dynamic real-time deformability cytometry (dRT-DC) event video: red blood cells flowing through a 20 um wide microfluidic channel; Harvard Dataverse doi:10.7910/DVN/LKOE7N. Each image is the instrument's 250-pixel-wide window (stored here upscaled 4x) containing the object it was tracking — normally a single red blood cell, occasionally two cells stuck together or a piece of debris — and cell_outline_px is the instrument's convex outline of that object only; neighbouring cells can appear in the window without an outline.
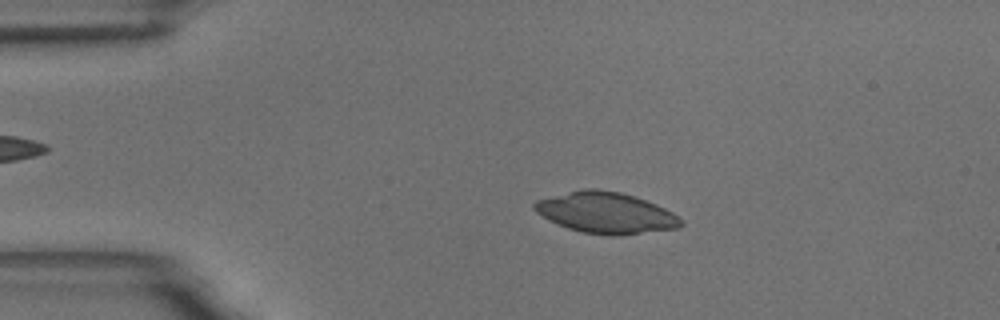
{"species": "common noctule bat (a hibernating species)", "species_latin": "Nyctalus noctula", "temperature_condition": "room temperature", "stored_images_in_passage": 19, "camera_frame_rate_fps": 3000, "um_per_image_px": 0.085, "animal": {"sex": "male", "body_mass_g": 18.8}, "frame": {"image": 1, "passage_image": 11, "time_ms": 3.333, "image_size_px": [1000, 320], "cell_outline_px": [[684, 224], [680, 228], [616, 236], [608, 236], [584, 232], [568, 228], [536, 212], [532, 208], [532, 204], [536, 200], [584, 188], [596, 188], [620, 192], [656, 204], [672, 212]], "centroid_in_image_um": [51.51, 18.09], "position_along_channel_um": 33.5, "area_um2": 34.74}}